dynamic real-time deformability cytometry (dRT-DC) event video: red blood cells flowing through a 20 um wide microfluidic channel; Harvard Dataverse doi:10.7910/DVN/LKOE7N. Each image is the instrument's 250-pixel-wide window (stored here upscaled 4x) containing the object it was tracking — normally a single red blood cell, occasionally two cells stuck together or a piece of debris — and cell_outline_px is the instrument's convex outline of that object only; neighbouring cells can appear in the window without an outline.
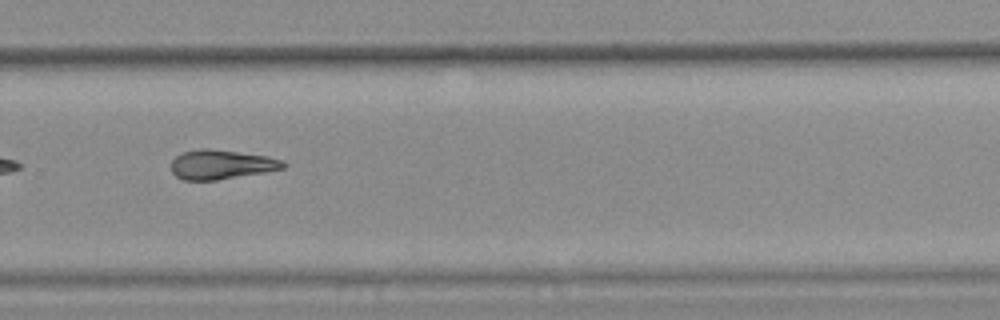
{"species": "common noctule bat (a hibernating species)", "species_latin": "Nyctalus noctula", "temperature_condition": "warm", "stored_images_in_passage": 27, "camera_frame_rate_fps": 3000, "um_per_image_px": 0.085, "animal": {"sex": "female", "body_mass_g": 25.1}, "frame": {"image": 1, "passage_image": 20, "time_ms": 6.333, "image_size_px": [1000, 320], "cell_outline_px": [[288, 164], [284, 168], [264, 172], [216, 180], [184, 180], [176, 176], [172, 172], [172, 160], [180, 152], [200, 148], [212, 148], [268, 156], [284, 160]], "centroid_in_image_um": [18.82, 13.96], "position_along_channel_um": 311.0, "area_um2": 19.36}}
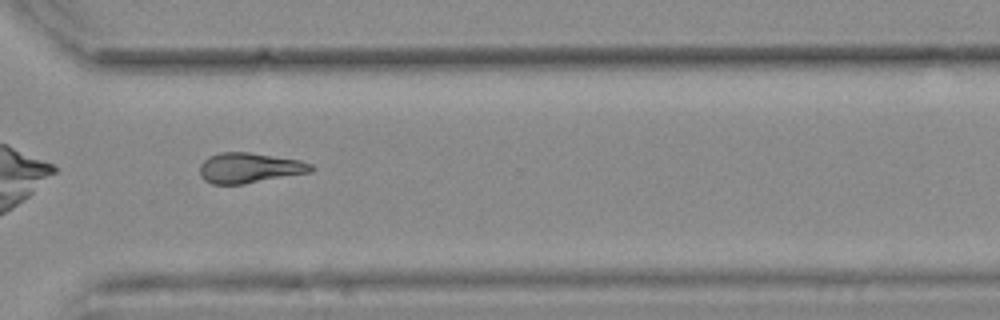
{"frame": {"image": 2, "passage_image": 23, "time_ms": 7.333, "image_size_px": [1000, 320], "cell_outline_px": [[316, 168], [312, 172], [244, 184], [212, 184], [204, 180], [200, 176], [200, 164], [208, 156], [220, 152], [248, 152], [300, 160], [312, 164]], "centroid_in_image_um": [21.21, 14.27], "position_along_channel_um": 349.4, "area_um2": 19.77}}